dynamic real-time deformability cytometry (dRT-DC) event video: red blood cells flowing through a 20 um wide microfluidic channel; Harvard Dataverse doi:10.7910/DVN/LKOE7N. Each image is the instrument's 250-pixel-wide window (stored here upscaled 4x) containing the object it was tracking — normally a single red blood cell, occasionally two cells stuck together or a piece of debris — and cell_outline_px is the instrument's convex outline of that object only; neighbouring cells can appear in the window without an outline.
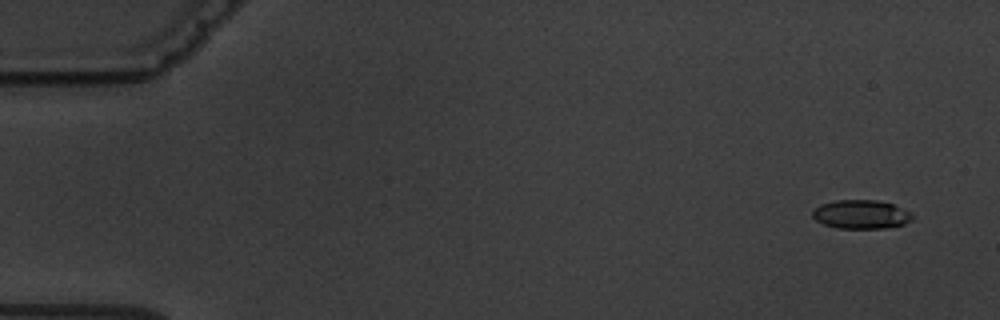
{"species": "common noctule bat (a hibernating species)", "species_latin": "Nyctalus noctula", "temperature_condition": "warm", "stored_images_in_passage": 5, "camera_frame_rate_fps": 3000, "um_per_image_px": 0.085, "animal": {"sex": "male", "body_mass_g": 19.5, "forearm_length_mm": 54.6}, "frame": {"image": 1, "passage_image": 2, "time_ms": 1.0, "image_size_px": [1000, 320], "cell_outline_px": [[912, 220], [904, 224], [884, 228], [836, 228], [824, 224], [816, 220], [812, 216], [812, 212], [820, 204], [836, 200], [876, 200], [892, 204], [912, 212]], "centroid_in_image_um": [73.19, 18.22], "position_along_channel_um": 11.8, "area_um2": 16.7}}